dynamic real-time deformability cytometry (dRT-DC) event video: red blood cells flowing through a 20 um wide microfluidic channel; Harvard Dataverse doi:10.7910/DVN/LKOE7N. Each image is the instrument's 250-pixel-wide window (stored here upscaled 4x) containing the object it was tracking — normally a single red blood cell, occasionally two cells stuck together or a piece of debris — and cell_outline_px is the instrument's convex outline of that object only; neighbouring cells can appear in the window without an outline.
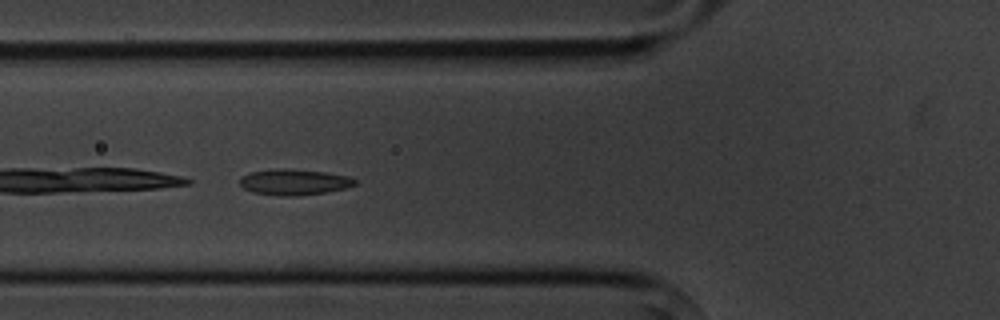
{"species": "common noctule bat (a hibernating species)", "species_latin": "Nyctalus noctula", "temperature_condition": "cold", "stored_images_in_passage": 6, "camera_frame_rate_fps": 3000, "um_per_image_px": 0.085, "animal": {"sex": "male", "body_mass_g": 20.1, "forearm_length_mm": 53.5}, "frame": {"image": 1, "passage_image": 5, "time_ms": 5.667, "image_size_px": [1000, 320], "cell_outline_px": [[356, 184], [344, 188], [328, 192], [300, 196], [284, 196], [252, 192], [244, 188], [240, 184], [240, 176], [252, 172], [276, 168], [288, 168], [328, 172], [348, 176], [356, 180]], "centroid_in_image_um": [25.01, 15.47], "position_along_channel_um": 100.8, "area_um2": 17.51}}